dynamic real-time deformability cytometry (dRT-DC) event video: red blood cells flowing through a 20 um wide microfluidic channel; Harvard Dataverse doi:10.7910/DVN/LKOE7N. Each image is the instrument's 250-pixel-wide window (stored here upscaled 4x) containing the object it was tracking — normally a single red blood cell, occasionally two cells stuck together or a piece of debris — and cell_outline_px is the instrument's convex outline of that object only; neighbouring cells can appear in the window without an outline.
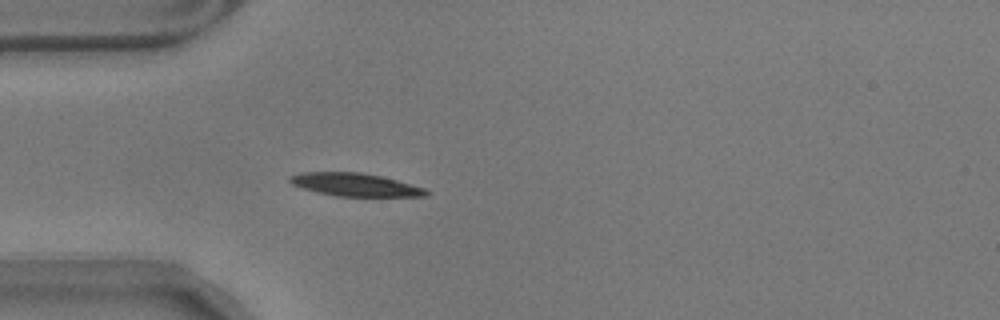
{"species": "common noctule bat (a hibernating species)", "species_latin": "Nyctalus noctula", "temperature_condition": "warm", "stored_images_in_passage": 44, "camera_frame_rate_fps": 3000, "um_per_image_px": 0.085, "animal": {"sex": "male", "body_mass_g": 17.9}, "frame": {"image": 1, "passage_image": 8, "time_ms": 2.333, "image_size_px": [1000, 320], "cell_outline_px": [[428, 196], [336, 196], [316, 192], [292, 184], [288, 180], [288, 176], [300, 172], [360, 172], [380, 176], [396, 180], [424, 188], [428, 192]], "centroid_in_image_um": [30.13, 15.69], "position_along_channel_um": 54.9, "area_um2": 18.09}}
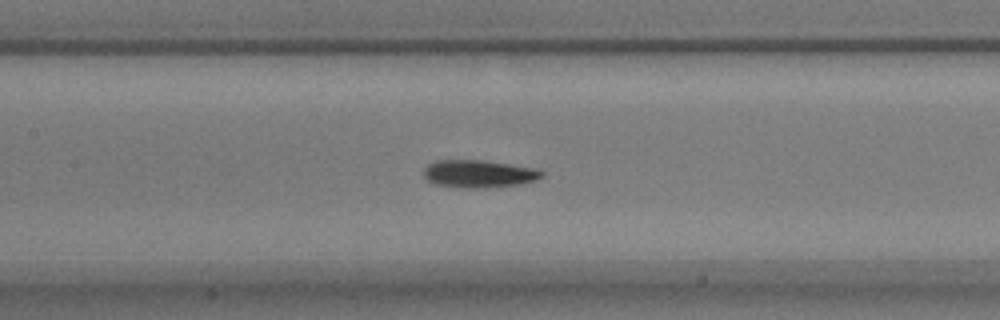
{"frame": {"image": 2, "passage_image": 18, "time_ms": 5.667, "image_size_px": [1000, 320], "cell_outline_px": [[544, 176], [536, 180], [516, 184], [484, 188], [472, 188], [436, 184], [428, 180], [424, 176], [424, 168], [428, 164], [436, 160], [484, 160], [536, 168], [544, 172]], "centroid_in_image_um": [40.71, 14.75], "position_along_channel_um": 166.7, "area_um2": 18.84}}
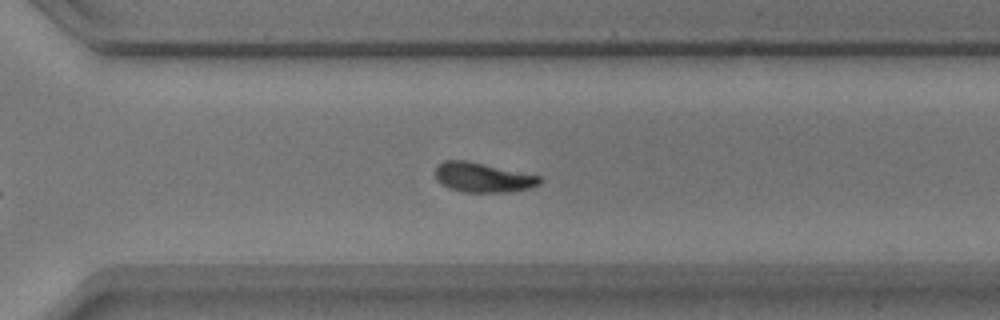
{"frame": {"image": 3, "passage_image": 32, "time_ms": 10.333, "image_size_px": [1000, 320], "cell_outline_px": [[544, 180], [540, 184], [528, 188], [504, 192], [464, 192], [448, 188], [440, 184], [436, 180], [436, 168], [444, 160], [468, 160], [540, 176]], "centroid_in_image_um": [41.03, 15.08], "position_along_channel_um": 329.6, "area_um2": 18.03}, "authors_computed_cell_mechanics": {"area_um2": 17.9758, "velocity_mm_per_s": 3.5035, "shape_relaxation_time_tau1_ms": 5.4809, "shape_relaxation_time_tau2_ms": 3.3903, "deformation_change_tau1": 0.1637, "deformation_change_tau2": 0.0841}}